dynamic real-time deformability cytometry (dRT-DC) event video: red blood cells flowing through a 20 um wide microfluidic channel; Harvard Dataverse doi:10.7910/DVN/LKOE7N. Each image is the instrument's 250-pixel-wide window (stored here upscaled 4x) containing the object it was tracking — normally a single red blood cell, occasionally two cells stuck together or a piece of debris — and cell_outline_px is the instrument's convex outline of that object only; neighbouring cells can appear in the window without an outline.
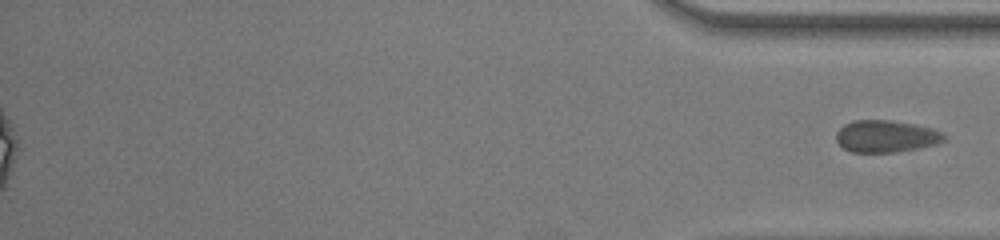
{"species": "common noctule bat (a hibernating species)", "species_latin": "Nyctalus noctula", "temperature_condition": "room temperature", "stored_images_in_passage": 42, "segment_of_instrument_passage": [2, 2], "camera_frame_rate_fps": 3000, "um_per_image_px": 0.085, "animal": {"sex": "female", "body_mass_g": 22.0, "forearm_length_mm": 56.7}, "frame": {"image": 1, "passage_image": 42, "time_ms": 13.667, "image_size_px": [1000, 240], "cell_outline_px": [[948, 136], [944, 140], [936, 144], [920, 148], [896, 152], [852, 152], [844, 148], [836, 140], [836, 132], [844, 124], [852, 120], [888, 120], [912, 124], [932, 128], [944, 132]], "centroid_in_image_um": [75.33, 11.58], "position_along_channel_um": 359.9, "area_um2": 20.23}}